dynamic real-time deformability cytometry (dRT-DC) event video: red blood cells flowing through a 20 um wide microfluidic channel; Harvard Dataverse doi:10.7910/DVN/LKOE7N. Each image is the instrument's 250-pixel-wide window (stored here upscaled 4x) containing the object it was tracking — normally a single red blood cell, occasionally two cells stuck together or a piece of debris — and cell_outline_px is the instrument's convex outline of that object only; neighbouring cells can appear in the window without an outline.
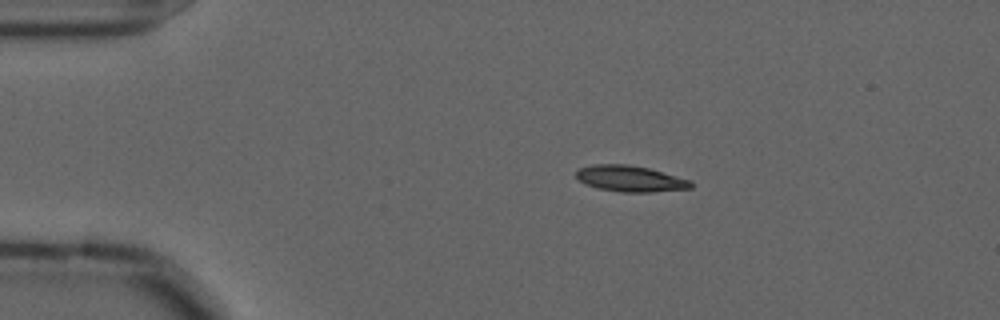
{"species": "common noctule bat (a hibernating species)", "species_latin": "Nyctalus noctula", "temperature_condition": "cold", "stored_images_in_passage": 47, "camera_frame_rate_fps": 3000, "um_per_image_px": 0.085, "animal": {"sex": "male", "forearm_length_mm": 52.5}, "frame": {"image": 1, "passage_image": 1, "time_ms": 0.0, "image_size_px": [1000, 320], "cell_outline_px": [[692, 188], [648, 192], [620, 192], [600, 188], [584, 184], [576, 176], [576, 172], [580, 168], [592, 164], [628, 164], [648, 168], [692, 180]], "centroid_in_image_um": [53.57, 15.18], "position_along_channel_um": 31.4, "area_um2": 17.34}}
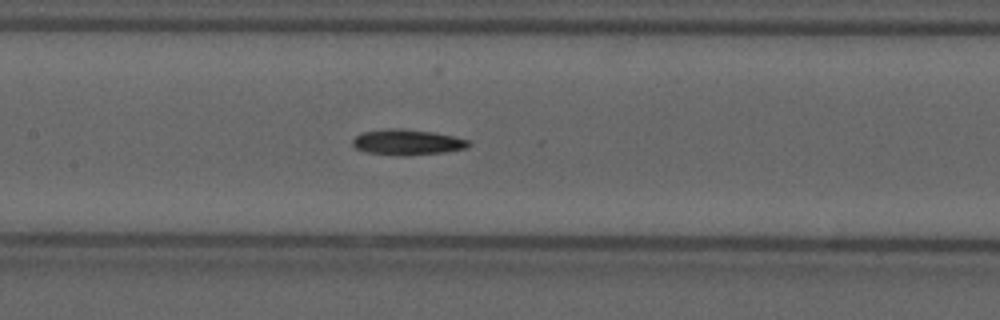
{"frame": {"image": 2, "passage_image": 17, "time_ms": 5.333, "image_size_px": [1000, 320], "cell_outline_px": [[472, 144], [468, 148], [444, 152], [408, 156], [396, 156], [368, 152], [356, 148], [352, 144], [352, 140], [356, 136], [364, 132], [388, 128], [396, 128], [432, 132], [472, 140]], "centroid_in_image_um": [34.66, 12.1], "position_along_channel_um": 172.7, "area_um2": 17.4}}
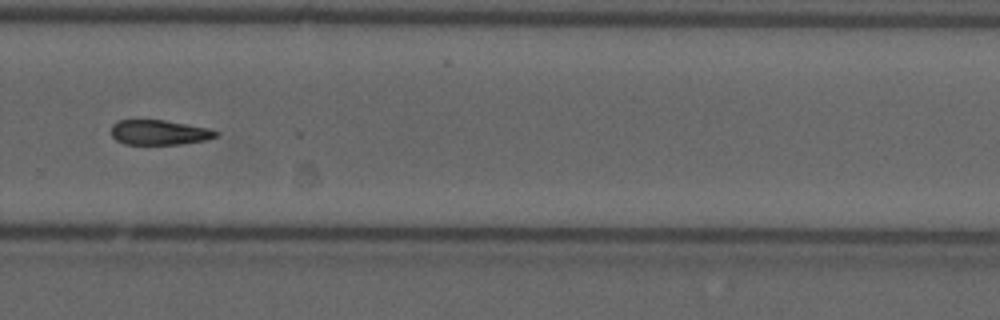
{"frame": {"image": 3, "passage_image": 29, "time_ms": 9.333, "image_size_px": [1000, 320], "cell_outline_px": [[220, 132], [216, 136], [208, 140], [180, 144], [124, 144], [116, 140], [112, 136], [112, 124], [120, 120], [164, 120], [208, 128]], "centroid_in_image_um": [13.55, 11.26], "position_along_channel_um": 316.3, "area_um2": 15.14}}